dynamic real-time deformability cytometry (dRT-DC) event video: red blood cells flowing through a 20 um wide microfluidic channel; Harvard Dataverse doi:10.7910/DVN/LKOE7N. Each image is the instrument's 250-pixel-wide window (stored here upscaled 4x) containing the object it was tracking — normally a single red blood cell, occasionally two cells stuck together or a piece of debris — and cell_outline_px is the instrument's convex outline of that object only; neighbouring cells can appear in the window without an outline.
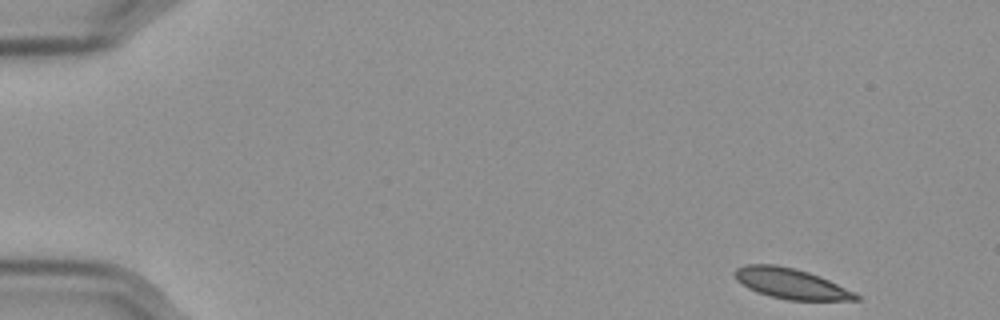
{"species": "Egyptian fruit bat (a non-hibernating species)", "species_latin": "Rousettus aegyptiacus", "temperature_condition": "cold", "stored_images_in_passage": 12, "camera_frame_rate_fps": 3000, "um_per_image_px": 0.085, "frame": {"image": 1, "passage_image": 1, "time_ms": 0.0, "image_size_px": [1000, 320], "cell_outline_px": [[860, 300], [788, 300], [768, 296], [756, 292], [748, 288], [736, 280], [732, 272], [736, 268], [748, 264], [772, 264], [796, 268], [820, 276], [860, 296]], "centroid_in_image_um": [67.16, 24.1], "position_along_channel_um": 17.8, "area_um2": 21.39}}